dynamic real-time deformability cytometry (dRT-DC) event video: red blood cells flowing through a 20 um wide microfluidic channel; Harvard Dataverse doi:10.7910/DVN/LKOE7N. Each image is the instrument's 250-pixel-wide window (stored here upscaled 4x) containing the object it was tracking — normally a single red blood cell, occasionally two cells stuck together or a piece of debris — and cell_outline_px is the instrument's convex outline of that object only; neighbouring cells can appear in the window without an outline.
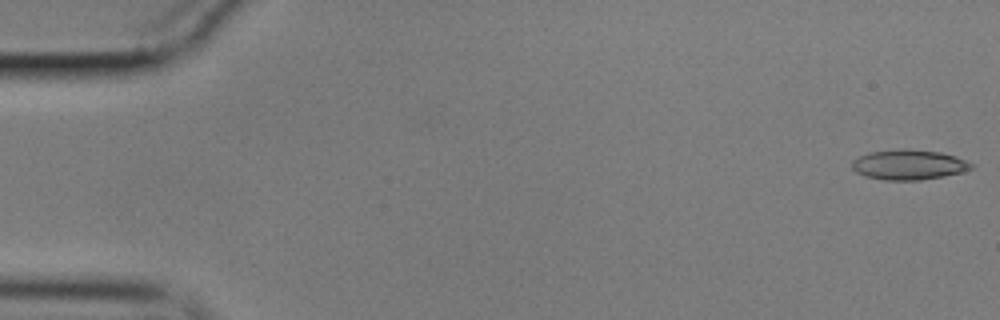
{"species": "common noctule bat (a hibernating species)", "species_latin": "Nyctalus noctula", "temperature_condition": "cold", "stored_images_in_passage": 49, "camera_frame_rate_fps": 3000, "um_per_image_px": 0.085, "animal": {"sex": "male", "body_mass_g": 17.9}, "frame": {"image": 1, "passage_image": 1, "time_ms": 0.0, "image_size_px": [1000, 320], "cell_outline_px": [[972, 168], [964, 172], [944, 176], [920, 180], [884, 180], [864, 176], [856, 172], [852, 168], [852, 160], [860, 156], [872, 152], [908, 148], [940, 152], [956, 156], [968, 160], [972, 164]], "centroid_in_image_um": [77.27, 14.0], "position_along_channel_um": 7.7, "area_um2": 20.98}}
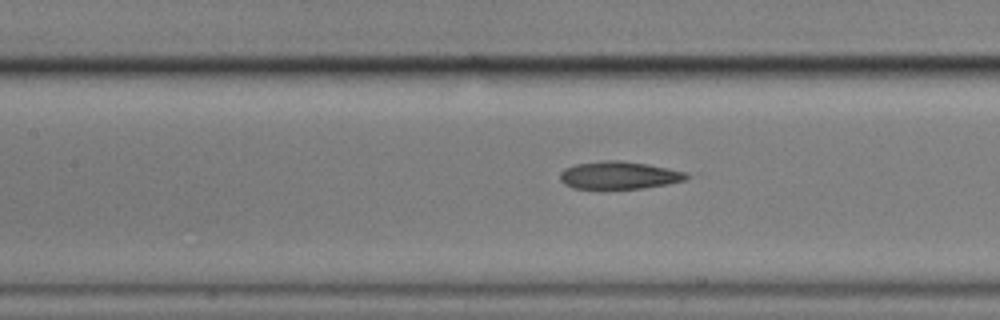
{"frame": {"image": 2, "passage_image": 25, "time_ms": 8.0, "image_size_px": [1000, 320], "cell_outline_px": [[688, 176], [684, 180], [668, 184], [644, 188], [600, 192], [572, 188], [564, 184], [560, 180], [560, 172], [564, 168], [576, 164], [604, 160], [620, 160], [648, 164], [668, 168], [684, 172]], "centroid_in_image_um": [52.52, 14.95], "position_along_channel_um": 154.9, "area_um2": 21.27}}
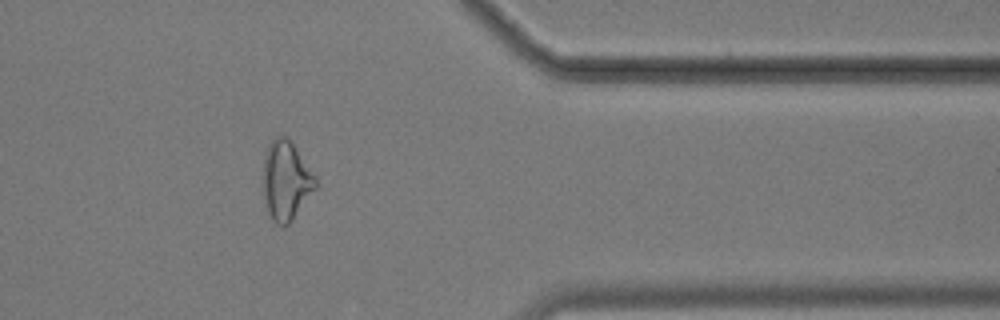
{"frame": {"image": 3, "passage_image": 46, "time_ms": 15.0, "image_size_px": [1000, 320], "cell_outline_px": [[316, 188], [292, 220], [288, 224], [276, 224], [272, 220], [268, 212], [264, 196], [264, 160], [268, 144], [276, 136], [288, 136], [316, 176]], "centroid_in_image_um": [24.32, 15.32], "position_along_channel_um": 387.1, "area_um2": 23.93}, "authors_computed_cell_mechanics": {"area_um2": 20.6924, "velocity_mm_per_s": 3.5419, "shape_relaxation_time_tau1_ms": null, "shape_relaxation_time_tau2_ms": 5.4345, "deformation_change_tau1": null, "deformation_change_tau2": 0.1571}}